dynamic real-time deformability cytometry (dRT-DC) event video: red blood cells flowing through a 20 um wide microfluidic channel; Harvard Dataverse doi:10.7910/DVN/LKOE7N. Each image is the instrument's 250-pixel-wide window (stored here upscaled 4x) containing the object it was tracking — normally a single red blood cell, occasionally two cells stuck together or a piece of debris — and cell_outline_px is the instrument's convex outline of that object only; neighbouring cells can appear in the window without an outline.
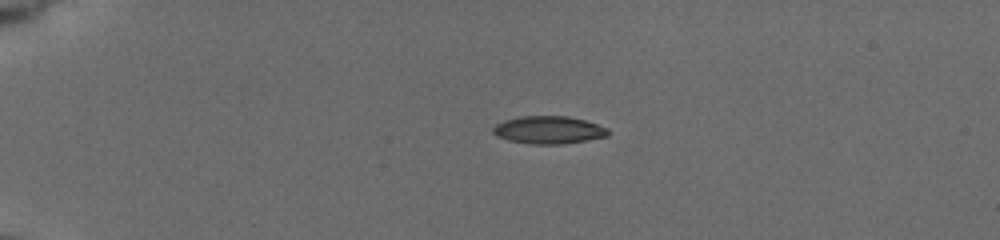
{"species": "common noctule bat (a hibernating species)", "species_latin": "Nyctalus noctula", "temperature_condition": "cold", "stored_images_in_passage": 7, "camera_frame_rate_fps": 3000, "um_per_image_px": 0.085, "animal": {"sex": "female", "body_mass_g": 19.5, "forearm_length_mm": 54.1}, "frame": {"image": 1, "passage_image": 1, "time_ms": 0.0, "image_size_px": [1000, 240], "cell_outline_px": [[608, 136], [588, 140], [564, 144], [532, 144], [508, 140], [496, 136], [492, 132], [492, 128], [496, 124], [504, 120], [520, 116], [568, 116], [584, 120], [608, 128]], "centroid_in_image_um": [46.61, 11.05], "position_along_channel_um": 38.4, "area_um2": 18.61}}
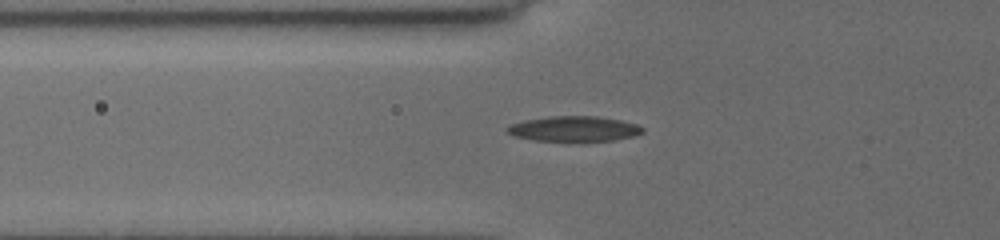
{"frame": {"image": 2, "passage_image": 5, "time_ms": 2.667, "image_size_px": [1000, 240], "cell_outline_px": [[644, 132], [632, 136], [612, 140], [536, 140], [516, 136], [508, 132], [504, 128], [508, 124], [524, 120], [548, 116], [596, 116], [620, 120], [636, 124], [644, 128]], "centroid_in_image_um": [48.76, 10.92], "position_along_channel_um": 77.0, "area_um2": 19.59}}
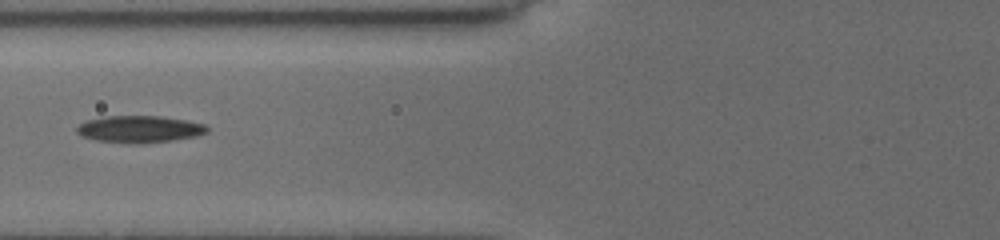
{"frame": {"image": 3, "passage_image": 6, "time_ms": 3.667, "image_size_px": [1000, 240], "cell_outline_px": [[208, 132], [196, 136], [172, 140], [96, 140], [80, 136], [76, 132], [76, 128], [84, 120], [104, 116], [160, 116], [188, 120], [204, 124], [208, 128]], "centroid_in_image_um": [11.85, 10.91], "position_along_channel_um": 114.0, "area_um2": 19.48}}